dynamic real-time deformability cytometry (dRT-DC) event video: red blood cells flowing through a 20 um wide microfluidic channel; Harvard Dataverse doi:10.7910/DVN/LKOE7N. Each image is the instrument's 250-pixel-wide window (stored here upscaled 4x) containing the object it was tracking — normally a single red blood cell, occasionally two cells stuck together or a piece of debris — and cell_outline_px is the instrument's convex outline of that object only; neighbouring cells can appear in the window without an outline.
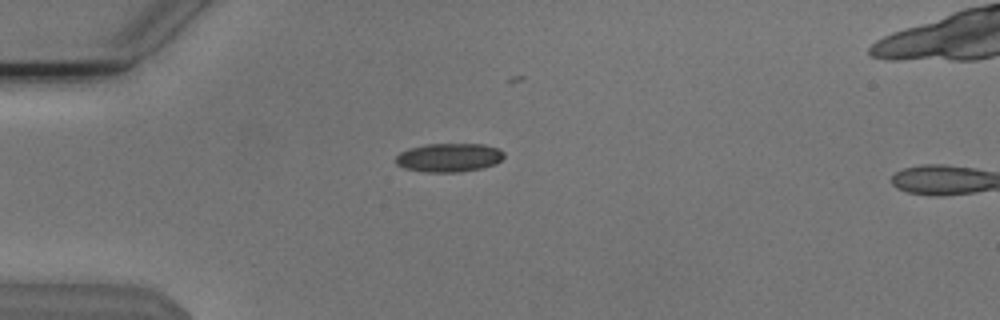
{"species": "Egyptian fruit bat (a non-hibernating species)", "species_latin": "Rousettus aegyptiacus", "temperature_condition": "cold", "stored_images_in_passage": 5, "camera_frame_rate_fps": 3000, "um_per_image_px": 0.085, "animal": {"sex": "male"}, "frame": {"image": 1, "passage_image": 5, "time_ms": 1.333, "image_size_px": [1000, 320], "cell_outline_px": [[504, 156], [496, 164], [480, 168], [460, 172], [428, 172], [404, 168], [396, 164], [396, 156], [400, 152], [408, 148], [424, 144], [484, 144], [500, 148], [504, 152]], "centroid_in_image_um": [38.17, 13.38], "position_along_channel_um": 46.8, "area_um2": 18.21}}